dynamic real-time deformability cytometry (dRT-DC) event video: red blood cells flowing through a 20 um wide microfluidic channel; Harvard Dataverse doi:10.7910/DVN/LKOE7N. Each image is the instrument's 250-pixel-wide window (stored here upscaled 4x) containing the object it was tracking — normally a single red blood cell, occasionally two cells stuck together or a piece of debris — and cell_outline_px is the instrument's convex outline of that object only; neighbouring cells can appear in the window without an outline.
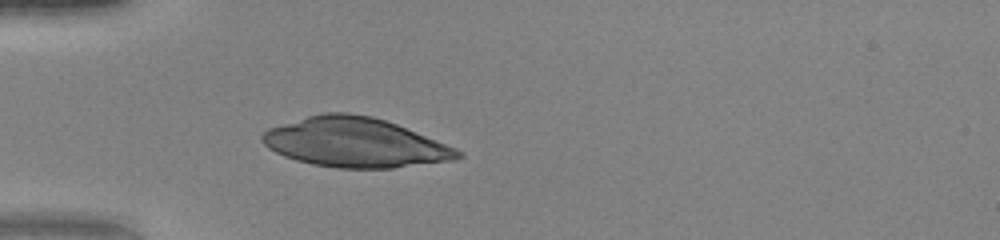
{"species": "human", "species_latin": "Homo sapiens", "temperature_condition": "warm", "stored_images_in_passage": 35, "camera_frame_rate_fps": 3000, "um_per_image_px": 0.085, "donor": {"sex": "female"}, "frame": {"image": 1, "passage_image": 1, "time_ms": 0.0, "image_size_px": [1000, 240], "cell_outline_px": [[464, 156], [456, 160], [392, 168], [336, 168], [312, 164], [296, 160], [284, 156], [268, 148], [260, 140], [260, 136], [268, 128], [308, 116], [324, 112], [348, 112], [372, 116], [396, 124], [456, 148], [464, 152]], "centroid_in_image_um": [30.18, 12.12], "position_along_channel_um": 54.8, "area_um2": 56.36}}
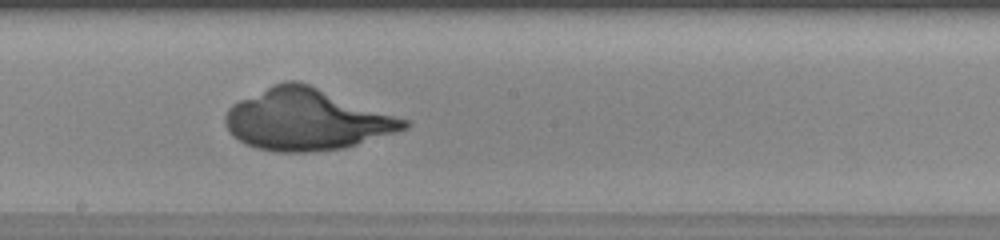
{"frame": {"image": 2, "passage_image": 14, "time_ms": 4.333, "image_size_px": [1000, 240], "cell_outline_px": [[412, 124], [408, 128], [396, 132], [344, 148], [308, 152], [276, 152], [256, 148], [232, 136], [228, 132], [224, 124], [224, 116], [228, 108], [232, 104], [272, 84], [284, 80], [300, 80], [408, 120]], "centroid_in_image_um": [26.04, 10.15], "position_along_channel_um": 222.2, "area_um2": 64.16}}
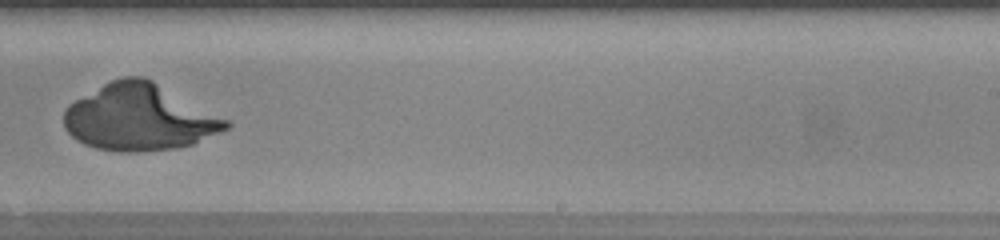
{"frame": {"image": 3, "passage_image": 18, "time_ms": 5.667, "image_size_px": [1000, 240], "cell_outline_px": [[232, 124], [228, 128], [220, 132], [192, 144], [176, 148], [136, 152], [120, 152], [96, 148], [84, 144], [76, 140], [64, 128], [64, 112], [68, 104], [104, 84], [112, 80], [124, 76], [144, 76], [152, 80], [228, 120]], "centroid_in_image_um": [11.82, 9.99], "position_along_channel_um": 277.2, "area_um2": 62.37}}